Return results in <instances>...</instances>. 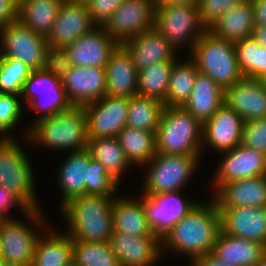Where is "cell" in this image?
I'll use <instances>...</instances> for the list:
<instances>
[{
    "label": "cell",
    "instance_id": "28",
    "mask_svg": "<svg viewBox=\"0 0 266 266\" xmlns=\"http://www.w3.org/2000/svg\"><path fill=\"white\" fill-rule=\"evenodd\" d=\"M254 28L253 5L250 0L239 4L223 14L208 30L215 36L236 43L252 37Z\"/></svg>",
    "mask_w": 266,
    "mask_h": 266
},
{
    "label": "cell",
    "instance_id": "10",
    "mask_svg": "<svg viewBox=\"0 0 266 266\" xmlns=\"http://www.w3.org/2000/svg\"><path fill=\"white\" fill-rule=\"evenodd\" d=\"M155 10L152 0H125L103 26L118 44L134 39L154 28Z\"/></svg>",
    "mask_w": 266,
    "mask_h": 266
},
{
    "label": "cell",
    "instance_id": "3",
    "mask_svg": "<svg viewBox=\"0 0 266 266\" xmlns=\"http://www.w3.org/2000/svg\"><path fill=\"white\" fill-rule=\"evenodd\" d=\"M28 140L51 149L80 151L87 148L88 127L83 106L35 120L28 130Z\"/></svg>",
    "mask_w": 266,
    "mask_h": 266
},
{
    "label": "cell",
    "instance_id": "1",
    "mask_svg": "<svg viewBox=\"0 0 266 266\" xmlns=\"http://www.w3.org/2000/svg\"><path fill=\"white\" fill-rule=\"evenodd\" d=\"M208 203V204H207ZM197 205L161 240V247L186 254L191 263L212 253L221 230V215L216 201Z\"/></svg>",
    "mask_w": 266,
    "mask_h": 266
},
{
    "label": "cell",
    "instance_id": "26",
    "mask_svg": "<svg viewBox=\"0 0 266 266\" xmlns=\"http://www.w3.org/2000/svg\"><path fill=\"white\" fill-rule=\"evenodd\" d=\"M265 250L263 244L229 236L220 230L212 253L229 265L257 266Z\"/></svg>",
    "mask_w": 266,
    "mask_h": 266
},
{
    "label": "cell",
    "instance_id": "59",
    "mask_svg": "<svg viewBox=\"0 0 266 266\" xmlns=\"http://www.w3.org/2000/svg\"><path fill=\"white\" fill-rule=\"evenodd\" d=\"M261 80H262V82L264 83V85L266 87V76L263 79H261Z\"/></svg>",
    "mask_w": 266,
    "mask_h": 266
},
{
    "label": "cell",
    "instance_id": "47",
    "mask_svg": "<svg viewBox=\"0 0 266 266\" xmlns=\"http://www.w3.org/2000/svg\"><path fill=\"white\" fill-rule=\"evenodd\" d=\"M72 64L64 48H48L45 52L42 69L62 79L71 69Z\"/></svg>",
    "mask_w": 266,
    "mask_h": 266
},
{
    "label": "cell",
    "instance_id": "14",
    "mask_svg": "<svg viewBox=\"0 0 266 266\" xmlns=\"http://www.w3.org/2000/svg\"><path fill=\"white\" fill-rule=\"evenodd\" d=\"M95 27L86 3L64 0L52 30L46 38L48 47L64 48L80 36L91 32Z\"/></svg>",
    "mask_w": 266,
    "mask_h": 266
},
{
    "label": "cell",
    "instance_id": "45",
    "mask_svg": "<svg viewBox=\"0 0 266 266\" xmlns=\"http://www.w3.org/2000/svg\"><path fill=\"white\" fill-rule=\"evenodd\" d=\"M242 0H197L201 24L208 30Z\"/></svg>",
    "mask_w": 266,
    "mask_h": 266
},
{
    "label": "cell",
    "instance_id": "8",
    "mask_svg": "<svg viewBox=\"0 0 266 266\" xmlns=\"http://www.w3.org/2000/svg\"><path fill=\"white\" fill-rule=\"evenodd\" d=\"M154 28L178 50L180 45H190V52L207 30L200 21L197 4H174L155 10Z\"/></svg>",
    "mask_w": 266,
    "mask_h": 266
},
{
    "label": "cell",
    "instance_id": "37",
    "mask_svg": "<svg viewBox=\"0 0 266 266\" xmlns=\"http://www.w3.org/2000/svg\"><path fill=\"white\" fill-rule=\"evenodd\" d=\"M239 68L244 77L263 79L266 76V47L252 37L234 43Z\"/></svg>",
    "mask_w": 266,
    "mask_h": 266
},
{
    "label": "cell",
    "instance_id": "46",
    "mask_svg": "<svg viewBox=\"0 0 266 266\" xmlns=\"http://www.w3.org/2000/svg\"><path fill=\"white\" fill-rule=\"evenodd\" d=\"M241 144L266 154V117L244 122Z\"/></svg>",
    "mask_w": 266,
    "mask_h": 266
},
{
    "label": "cell",
    "instance_id": "42",
    "mask_svg": "<svg viewBox=\"0 0 266 266\" xmlns=\"http://www.w3.org/2000/svg\"><path fill=\"white\" fill-rule=\"evenodd\" d=\"M19 98L15 94H0V139H13L9 131L20 121L22 107Z\"/></svg>",
    "mask_w": 266,
    "mask_h": 266
},
{
    "label": "cell",
    "instance_id": "4",
    "mask_svg": "<svg viewBox=\"0 0 266 266\" xmlns=\"http://www.w3.org/2000/svg\"><path fill=\"white\" fill-rule=\"evenodd\" d=\"M203 125L185 108L166 106L155 133L156 153L200 155Z\"/></svg>",
    "mask_w": 266,
    "mask_h": 266
},
{
    "label": "cell",
    "instance_id": "32",
    "mask_svg": "<svg viewBox=\"0 0 266 266\" xmlns=\"http://www.w3.org/2000/svg\"><path fill=\"white\" fill-rule=\"evenodd\" d=\"M91 157L100 162L107 173L119 184L124 171L131 167L117 137H102L88 139L87 148Z\"/></svg>",
    "mask_w": 266,
    "mask_h": 266
},
{
    "label": "cell",
    "instance_id": "33",
    "mask_svg": "<svg viewBox=\"0 0 266 266\" xmlns=\"http://www.w3.org/2000/svg\"><path fill=\"white\" fill-rule=\"evenodd\" d=\"M125 156L133 166H145L156 155L155 133L124 127L117 135Z\"/></svg>",
    "mask_w": 266,
    "mask_h": 266
},
{
    "label": "cell",
    "instance_id": "36",
    "mask_svg": "<svg viewBox=\"0 0 266 266\" xmlns=\"http://www.w3.org/2000/svg\"><path fill=\"white\" fill-rule=\"evenodd\" d=\"M174 62H159L138 70V95L155 98L165 105Z\"/></svg>",
    "mask_w": 266,
    "mask_h": 266
},
{
    "label": "cell",
    "instance_id": "11",
    "mask_svg": "<svg viewBox=\"0 0 266 266\" xmlns=\"http://www.w3.org/2000/svg\"><path fill=\"white\" fill-rule=\"evenodd\" d=\"M142 202L148 225L160 240L198 203L182 198L179 191L142 194Z\"/></svg>",
    "mask_w": 266,
    "mask_h": 266
},
{
    "label": "cell",
    "instance_id": "35",
    "mask_svg": "<svg viewBox=\"0 0 266 266\" xmlns=\"http://www.w3.org/2000/svg\"><path fill=\"white\" fill-rule=\"evenodd\" d=\"M188 59L190 58H187L184 62L183 60L182 62L176 60L172 66L168 93L165 98L166 106L182 107L192 92L198 69L195 62Z\"/></svg>",
    "mask_w": 266,
    "mask_h": 266
},
{
    "label": "cell",
    "instance_id": "27",
    "mask_svg": "<svg viewBox=\"0 0 266 266\" xmlns=\"http://www.w3.org/2000/svg\"><path fill=\"white\" fill-rule=\"evenodd\" d=\"M91 154L87 149L71 151V154L59 166L58 181L62 191V204L71 198L85 195V186L88 181V164Z\"/></svg>",
    "mask_w": 266,
    "mask_h": 266
},
{
    "label": "cell",
    "instance_id": "38",
    "mask_svg": "<svg viewBox=\"0 0 266 266\" xmlns=\"http://www.w3.org/2000/svg\"><path fill=\"white\" fill-rule=\"evenodd\" d=\"M73 262L79 266H120L108 242L73 240Z\"/></svg>",
    "mask_w": 266,
    "mask_h": 266
},
{
    "label": "cell",
    "instance_id": "20",
    "mask_svg": "<svg viewBox=\"0 0 266 266\" xmlns=\"http://www.w3.org/2000/svg\"><path fill=\"white\" fill-rule=\"evenodd\" d=\"M244 120L223 104L215 114L203 124L202 144L218 152L234 149L241 144Z\"/></svg>",
    "mask_w": 266,
    "mask_h": 266
},
{
    "label": "cell",
    "instance_id": "6",
    "mask_svg": "<svg viewBox=\"0 0 266 266\" xmlns=\"http://www.w3.org/2000/svg\"><path fill=\"white\" fill-rule=\"evenodd\" d=\"M200 155H156L146 164L143 195L181 191L197 169ZM186 183V184H185Z\"/></svg>",
    "mask_w": 266,
    "mask_h": 266
},
{
    "label": "cell",
    "instance_id": "15",
    "mask_svg": "<svg viewBox=\"0 0 266 266\" xmlns=\"http://www.w3.org/2000/svg\"><path fill=\"white\" fill-rule=\"evenodd\" d=\"M118 44L108 35L103 27L96 26L91 32L80 36L64 50L74 67L105 68L110 55Z\"/></svg>",
    "mask_w": 266,
    "mask_h": 266
},
{
    "label": "cell",
    "instance_id": "44",
    "mask_svg": "<svg viewBox=\"0 0 266 266\" xmlns=\"http://www.w3.org/2000/svg\"><path fill=\"white\" fill-rule=\"evenodd\" d=\"M15 206L20 208L23 211V214L27 215V217L32 220V224L39 225L43 229L44 218L42 216L41 210H31L18 196L12 193L9 189L0 185V216L4 220H13V217H10L7 212H9V208Z\"/></svg>",
    "mask_w": 266,
    "mask_h": 266
},
{
    "label": "cell",
    "instance_id": "53",
    "mask_svg": "<svg viewBox=\"0 0 266 266\" xmlns=\"http://www.w3.org/2000/svg\"><path fill=\"white\" fill-rule=\"evenodd\" d=\"M252 38L261 46L266 47V27H254Z\"/></svg>",
    "mask_w": 266,
    "mask_h": 266
},
{
    "label": "cell",
    "instance_id": "12",
    "mask_svg": "<svg viewBox=\"0 0 266 266\" xmlns=\"http://www.w3.org/2000/svg\"><path fill=\"white\" fill-rule=\"evenodd\" d=\"M129 98L105 95L83 105L88 138L117 137L126 126Z\"/></svg>",
    "mask_w": 266,
    "mask_h": 266
},
{
    "label": "cell",
    "instance_id": "56",
    "mask_svg": "<svg viewBox=\"0 0 266 266\" xmlns=\"http://www.w3.org/2000/svg\"><path fill=\"white\" fill-rule=\"evenodd\" d=\"M263 176L266 178V154H265V171H264Z\"/></svg>",
    "mask_w": 266,
    "mask_h": 266
},
{
    "label": "cell",
    "instance_id": "16",
    "mask_svg": "<svg viewBox=\"0 0 266 266\" xmlns=\"http://www.w3.org/2000/svg\"><path fill=\"white\" fill-rule=\"evenodd\" d=\"M224 159L215 173L213 185L217 191L223 184L263 176L265 171V154L239 144L234 149L222 152Z\"/></svg>",
    "mask_w": 266,
    "mask_h": 266
},
{
    "label": "cell",
    "instance_id": "21",
    "mask_svg": "<svg viewBox=\"0 0 266 266\" xmlns=\"http://www.w3.org/2000/svg\"><path fill=\"white\" fill-rule=\"evenodd\" d=\"M221 230L229 235L263 244L266 247V207L219 209Z\"/></svg>",
    "mask_w": 266,
    "mask_h": 266
},
{
    "label": "cell",
    "instance_id": "55",
    "mask_svg": "<svg viewBox=\"0 0 266 266\" xmlns=\"http://www.w3.org/2000/svg\"><path fill=\"white\" fill-rule=\"evenodd\" d=\"M74 2H81V3H87L89 0H70Z\"/></svg>",
    "mask_w": 266,
    "mask_h": 266
},
{
    "label": "cell",
    "instance_id": "25",
    "mask_svg": "<svg viewBox=\"0 0 266 266\" xmlns=\"http://www.w3.org/2000/svg\"><path fill=\"white\" fill-rule=\"evenodd\" d=\"M224 104V90L209 76L197 73L194 87L182 106L202 125Z\"/></svg>",
    "mask_w": 266,
    "mask_h": 266
},
{
    "label": "cell",
    "instance_id": "30",
    "mask_svg": "<svg viewBox=\"0 0 266 266\" xmlns=\"http://www.w3.org/2000/svg\"><path fill=\"white\" fill-rule=\"evenodd\" d=\"M118 197L113 202V232L132 236L155 235L148 225L142 199Z\"/></svg>",
    "mask_w": 266,
    "mask_h": 266
},
{
    "label": "cell",
    "instance_id": "34",
    "mask_svg": "<svg viewBox=\"0 0 266 266\" xmlns=\"http://www.w3.org/2000/svg\"><path fill=\"white\" fill-rule=\"evenodd\" d=\"M164 103L140 95L129 98L126 127L156 133Z\"/></svg>",
    "mask_w": 266,
    "mask_h": 266
},
{
    "label": "cell",
    "instance_id": "48",
    "mask_svg": "<svg viewBox=\"0 0 266 266\" xmlns=\"http://www.w3.org/2000/svg\"><path fill=\"white\" fill-rule=\"evenodd\" d=\"M124 1L125 0H89L86 4L93 23L98 27H103Z\"/></svg>",
    "mask_w": 266,
    "mask_h": 266
},
{
    "label": "cell",
    "instance_id": "57",
    "mask_svg": "<svg viewBox=\"0 0 266 266\" xmlns=\"http://www.w3.org/2000/svg\"><path fill=\"white\" fill-rule=\"evenodd\" d=\"M0 266H4V264L2 262V257H1V249H0Z\"/></svg>",
    "mask_w": 266,
    "mask_h": 266
},
{
    "label": "cell",
    "instance_id": "7",
    "mask_svg": "<svg viewBox=\"0 0 266 266\" xmlns=\"http://www.w3.org/2000/svg\"><path fill=\"white\" fill-rule=\"evenodd\" d=\"M33 177L32 165L15 138L0 139V185L18 196L31 210H40Z\"/></svg>",
    "mask_w": 266,
    "mask_h": 266
},
{
    "label": "cell",
    "instance_id": "24",
    "mask_svg": "<svg viewBox=\"0 0 266 266\" xmlns=\"http://www.w3.org/2000/svg\"><path fill=\"white\" fill-rule=\"evenodd\" d=\"M137 68L141 70L159 62H175L176 49L155 28L123 44Z\"/></svg>",
    "mask_w": 266,
    "mask_h": 266
},
{
    "label": "cell",
    "instance_id": "51",
    "mask_svg": "<svg viewBox=\"0 0 266 266\" xmlns=\"http://www.w3.org/2000/svg\"><path fill=\"white\" fill-rule=\"evenodd\" d=\"M191 266H236L229 265L228 263L217 258L213 253H208L204 256L197 258Z\"/></svg>",
    "mask_w": 266,
    "mask_h": 266
},
{
    "label": "cell",
    "instance_id": "29",
    "mask_svg": "<svg viewBox=\"0 0 266 266\" xmlns=\"http://www.w3.org/2000/svg\"><path fill=\"white\" fill-rule=\"evenodd\" d=\"M39 236L30 266H67L73 261V240L66 233L47 229Z\"/></svg>",
    "mask_w": 266,
    "mask_h": 266
},
{
    "label": "cell",
    "instance_id": "18",
    "mask_svg": "<svg viewBox=\"0 0 266 266\" xmlns=\"http://www.w3.org/2000/svg\"><path fill=\"white\" fill-rule=\"evenodd\" d=\"M109 243L120 266H152L164 251L156 235L132 236L113 232Z\"/></svg>",
    "mask_w": 266,
    "mask_h": 266
},
{
    "label": "cell",
    "instance_id": "43",
    "mask_svg": "<svg viewBox=\"0 0 266 266\" xmlns=\"http://www.w3.org/2000/svg\"><path fill=\"white\" fill-rule=\"evenodd\" d=\"M28 105L33 108L34 111H38V114L41 112V115L39 114L38 118L36 117V120L66 111L72 106L68 101L65 92L36 93V98H34Z\"/></svg>",
    "mask_w": 266,
    "mask_h": 266
},
{
    "label": "cell",
    "instance_id": "31",
    "mask_svg": "<svg viewBox=\"0 0 266 266\" xmlns=\"http://www.w3.org/2000/svg\"><path fill=\"white\" fill-rule=\"evenodd\" d=\"M64 0H18V21L48 37Z\"/></svg>",
    "mask_w": 266,
    "mask_h": 266
},
{
    "label": "cell",
    "instance_id": "19",
    "mask_svg": "<svg viewBox=\"0 0 266 266\" xmlns=\"http://www.w3.org/2000/svg\"><path fill=\"white\" fill-rule=\"evenodd\" d=\"M224 104L244 122L266 117V87L262 80L243 77L224 90Z\"/></svg>",
    "mask_w": 266,
    "mask_h": 266
},
{
    "label": "cell",
    "instance_id": "17",
    "mask_svg": "<svg viewBox=\"0 0 266 266\" xmlns=\"http://www.w3.org/2000/svg\"><path fill=\"white\" fill-rule=\"evenodd\" d=\"M68 101L83 106L106 95V70L100 67H74L62 78Z\"/></svg>",
    "mask_w": 266,
    "mask_h": 266
},
{
    "label": "cell",
    "instance_id": "13",
    "mask_svg": "<svg viewBox=\"0 0 266 266\" xmlns=\"http://www.w3.org/2000/svg\"><path fill=\"white\" fill-rule=\"evenodd\" d=\"M28 223L16 218L0 225V249L4 266H30L40 236Z\"/></svg>",
    "mask_w": 266,
    "mask_h": 266
},
{
    "label": "cell",
    "instance_id": "2",
    "mask_svg": "<svg viewBox=\"0 0 266 266\" xmlns=\"http://www.w3.org/2000/svg\"><path fill=\"white\" fill-rule=\"evenodd\" d=\"M116 196L80 195L62 205L72 240L108 242L113 233V202Z\"/></svg>",
    "mask_w": 266,
    "mask_h": 266
},
{
    "label": "cell",
    "instance_id": "41",
    "mask_svg": "<svg viewBox=\"0 0 266 266\" xmlns=\"http://www.w3.org/2000/svg\"><path fill=\"white\" fill-rule=\"evenodd\" d=\"M119 183L110 176L105 167L97 160L90 158L88 164V181L85 186V195L115 196Z\"/></svg>",
    "mask_w": 266,
    "mask_h": 266
},
{
    "label": "cell",
    "instance_id": "22",
    "mask_svg": "<svg viewBox=\"0 0 266 266\" xmlns=\"http://www.w3.org/2000/svg\"><path fill=\"white\" fill-rule=\"evenodd\" d=\"M214 194L218 209L266 207V178L258 176L231 181Z\"/></svg>",
    "mask_w": 266,
    "mask_h": 266
},
{
    "label": "cell",
    "instance_id": "60",
    "mask_svg": "<svg viewBox=\"0 0 266 266\" xmlns=\"http://www.w3.org/2000/svg\"><path fill=\"white\" fill-rule=\"evenodd\" d=\"M5 220L0 216V225L4 222Z\"/></svg>",
    "mask_w": 266,
    "mask_h": 266
},
{
    "label": "cell",
    "instance_id": "50",
    "mask_svg": "<svg viewBox=\"0 0 266 266\" xmlns=\"http://www.w3.org/2000/svg\"><path fill=\"white\" fill-rule=\"evenodd\" d=\"M253 5L254 27H266V0H251Z\"/></svg>",
    "mask_w": 266,
    "mask_h": 266
},
{
    "label": "cell",
    "instance_id": "23",
    "mask_svg": "<svg viewBox=\"0 0 266 266\" xmlns=\"http://www.w3.org/2000/svg\"><path fill=\"white\" fill-rule=\"evenodd\" d=\"M105 70L106 95L125 98L138 95V70L130 53L123 45H118L112 52Z\"/></svg>",
    "mask_w": 266,
    "mask_h": 266
},
{
    "label": "cell",
    "instance_id": "49",
    "mask_svg": "<svg viewBox=\"0 0 266 266\" xmlns=\"http://www.w3.org/2000/svg\"><path fill=\"white\" fill-rule=\"evenodd\" d=\"M18 20V0H0V28Z\"/></svg>",
    "mask_w": 266,
    "mask_h": 266
},
{
    "label": "cell",
    "instance_id": "5",
    "mask_svg": "<svg viewBox=\"0 0 266 266\" xmlns=\"http://www.w3.org/2000/svg\"><path fill=\"white\" fill-rule=\"evenodd\" d=\"M198 72L209 76L223 90L244 76L236 57L234 43L206 30L190 52Z\"/></svg>",
    "mask_w": 266,
    "mask_h": 266
},
{
    "label": "cell",
    "instance_id": "39",
    "mask_svg": "<svg viewBox=\"0 0 266 266\" xmlns=\"http://www.w3.org/2000/svg\"><path fill=\"white\" fill-rule=\"evenodd\" d=\"M32 70L18 59L0 57V94L20 96Z\"/></svg>",
    "mask_w": 266,
    "mask_h": 266
},
{
    "label": "cell",
    "instance_id": "40",
    "mask_svg": "<svg viewBox=\"0 0 266 266\" xmlns=\"http://www.w3.org/2000/svg\"><path fill=\"white\" fill-rule=\"evenodd\" d=\"M65 92L62 79L53 76L43 69L32 70L29 78L24 82L20 97L25 98L29 104L36 93Z\"/></svg>",
    "mask_w": 266,
    "mask_h": 266
},
{
    "label": "cell",
    "instance_id": "52",
    "mask_svg": "<svg viewBox=\"0 0 266 266\" xmlns=\"http://www.w3.org/2000/svg\"><path fill=\"white\" fill-rule=\"evenodd\" d=\"M154 10L168 5L180 4H197V0H152Z\"/></svg>",
    "mask_w": 266,
    "mask_h": 266
},
{
    "label": "cell",
    "instance_id": "58",
    "mask_svg": "<svg viewBox=\"0 0 266 266\" xmlns=\"http://www.w3.org/2000/svg\"><path fill=\"white\" fill-rule=\"evenodd\" d=\"M67 266H79V265H77V264H75L73 261L69 264V265H67Z\"/></svg>",
    "mask_w": 266,
    "mask_h": 266
},
{
    "label": "cell",
    "instance_id": "9",
    "mask_svg": "<svg viewBox=\"0 0 266 266\" xmlns=\"http://www.w3.org/2000/svg\"><path fill=\"white\" fill-rule=\"evenodd\" d=\"M0 40V57L18 59L31 70L42 69L49 48L46 37L15 20L0 28Z\"/></svg>",
    "mask_w": 266,
    "mask_h": 266
},
{
    "label": "cell",
    "instance_id": "54",
    "mask_svg": "<svg viewBox=\"0 0 266 266\" xmlns=\"http://www.w3.org/2000/svg\"><path fill=\"white\" fill-rule=\"evenodd\" d=\"M257 266H266V250L263 253L260 262L257 264Z\"/></svg>",
    "mask_w": 266,
    "mask_h": 266
}]
</instances>
